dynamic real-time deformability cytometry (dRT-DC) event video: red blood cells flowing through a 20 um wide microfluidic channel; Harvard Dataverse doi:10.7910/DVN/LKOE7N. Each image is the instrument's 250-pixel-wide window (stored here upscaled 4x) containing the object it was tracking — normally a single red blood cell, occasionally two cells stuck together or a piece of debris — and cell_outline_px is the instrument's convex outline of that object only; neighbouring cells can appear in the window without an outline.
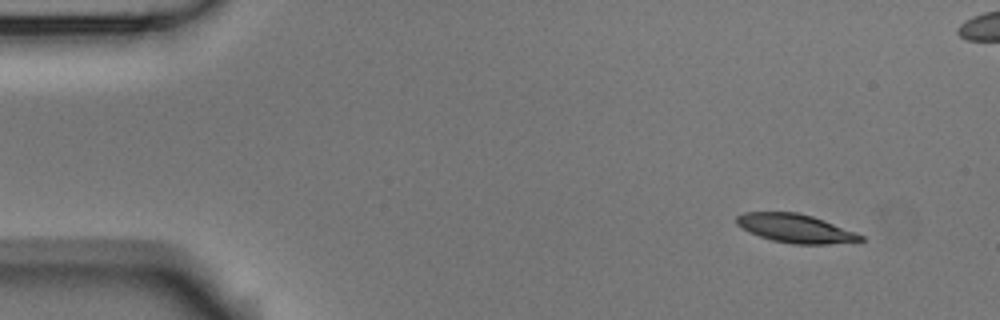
{"species": "Egyptian fruit bat (a non-hibernating species)", "species_latin": "Rousettus aegyptiacus", "temperature_condition": "room temperature", "stored_images_in_passage": 5, "camera_frame_rate_fps": 3000, "um_per_image_px": 0.085, "animal": {"sex": "male"}, "frame": {"image": 1, "passage_image": 1, "time_ms": 0.0, "image_size_px": [1000, 320], "cell_outline_px": [[864, 240], [828, 244], [792, 244], [772, 240], [748, 232], [740, 228], [736, 224], [736, 216], [744, 212], [796, 212], [812, 216], [824, 220], [856, 232], [864, 236]], "centroid_in_image_um": [67.58, 19.41], "position_along_channel_um": 17.4, "area_um2": 20.69}}